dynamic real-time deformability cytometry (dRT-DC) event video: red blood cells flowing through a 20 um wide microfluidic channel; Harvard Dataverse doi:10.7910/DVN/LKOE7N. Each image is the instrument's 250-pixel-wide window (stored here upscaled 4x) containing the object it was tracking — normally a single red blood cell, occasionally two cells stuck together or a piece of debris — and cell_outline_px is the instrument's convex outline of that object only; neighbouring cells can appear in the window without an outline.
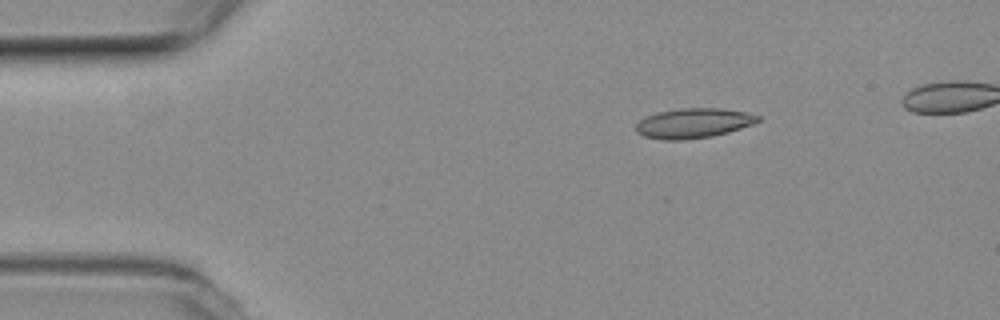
{"species": "common noctule bat (a hibernating species)", "species_latin": "Nyctalus noctula", "temperature_condition": "room temperature", "stored_images_in_passage": 5, "camera_frame_rate_fps": 3000, "um_per_image_px": 0.085, "animal": {"sex": "female", "body_mass_g": 19.3, "forearm_length_mm": 54.1}, "frame": {"image": 1, "passage_image": 2, "time_ms": 0.333, "image_size_px": [1000, 320], "cell_outline_px": [[760, 120], [752, 124], [728, 132], [712, 136], [684, 140], [664, 140], [644, 136], [636, 132], [636, 124], [644, 116], [656, 112], [680, 108], [720, 108], [744, 112], [760, 116]], "centroid_in_image_um": [58.9, 10.47], "position_along_channel_um": 26.1, "area_um2": 21.21}}